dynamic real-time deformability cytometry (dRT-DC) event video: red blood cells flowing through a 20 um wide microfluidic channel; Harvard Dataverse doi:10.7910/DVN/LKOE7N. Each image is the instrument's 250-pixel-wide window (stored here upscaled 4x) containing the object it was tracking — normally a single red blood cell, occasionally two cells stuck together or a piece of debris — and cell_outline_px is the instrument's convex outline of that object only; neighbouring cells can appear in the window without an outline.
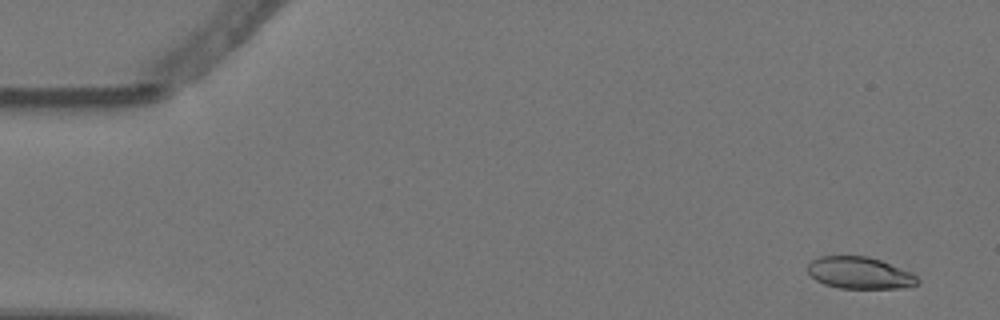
{"species": "Egyptian fruit bat (a non-hibernating species)", "species_latin": "Rousettus aegyptiacus", "temperature_condition": "warm", "stored_images_in_passage": 6, "camera_frame_rate_fps": 3000, "um_per_image_px": 0.085, "animal": {"sex": "female"}, "frame": {"image": 1, "passage_image": 1, "time_ms": 0.0, "image_size_px": [1000, 320], "cell_outline_px": [[920, 280], [916, 284], [900, 288], [840, 288], [824, 284], [816, 280], [808, 272], [808, 264], [812, 260], [820, 256], [868, 256], [880, 260], [908, 272], [916, 276]], "centroid_in_image_um": [73.02, 23.19], "position_along_channel_um": 12.0, "area_um2": 20.06}}
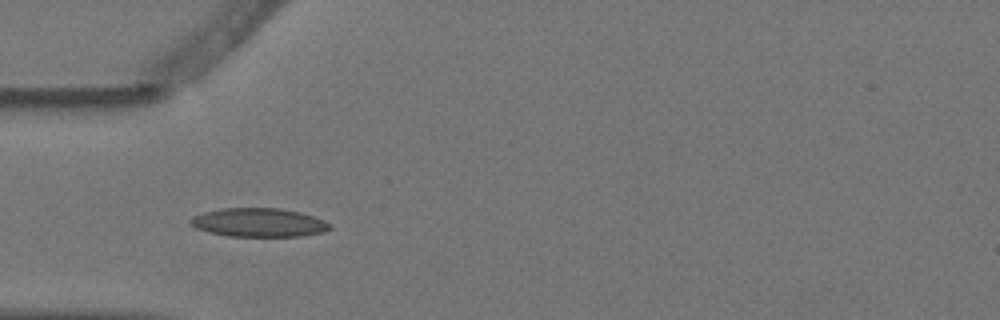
{"frame": {"image": 2, "passage_image": 5, "time_ms": 1.333, "image_size_px": [1000, 320], "cell_outline_px": [[332, 228], [324, 232], [300, 236], [228, 236], [208, 232], [196, 228], [188, 220], [192, 216], [204, 212], [220, 208], [280, 208], [300, 212], [324, 220], [332, 224]], "centroid_in_image_um": [22.0, 18.91], "position_along_channel_um": 63.0, "area_um2": 23.41}}